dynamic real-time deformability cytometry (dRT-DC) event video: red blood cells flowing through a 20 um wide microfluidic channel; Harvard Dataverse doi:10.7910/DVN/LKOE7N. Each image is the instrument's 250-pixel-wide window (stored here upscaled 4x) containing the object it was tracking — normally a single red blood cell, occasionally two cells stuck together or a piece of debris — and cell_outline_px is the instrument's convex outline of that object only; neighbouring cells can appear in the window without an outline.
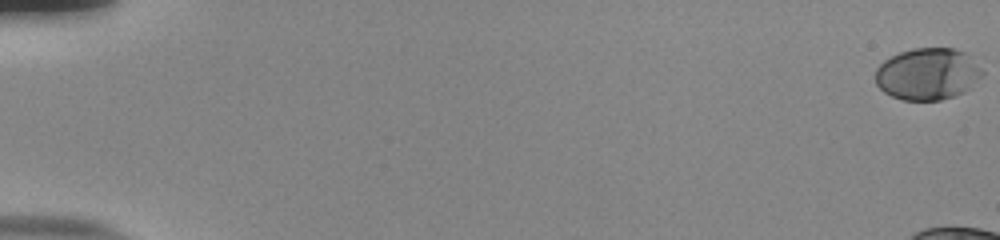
{"species": "human", "species_latin": "Homo sapiens", "temperature_condition": "room temperature", "stored_images_in_passage": 15, "camera_frame_rate_fps": 3000, "um_per_image_px": 0.085, "donor": {"sex": "male"}, "frame": {"image": 1, "passage_image": 1, "time_ms": 0.0, "image_size_px": [1000, 240], "cell_outline_px": [[984, 72], [964, 92], [940, 100], [900, 100], [884, 92], [876, 84], [876, 68], [884, 60], [900, 52], [912, 48], [956, 48], [964, 52]], "centroid_in_image_um": [78.8, 6.28], "position_along_channel_um": 6.2, "area_um2": 31.96}}